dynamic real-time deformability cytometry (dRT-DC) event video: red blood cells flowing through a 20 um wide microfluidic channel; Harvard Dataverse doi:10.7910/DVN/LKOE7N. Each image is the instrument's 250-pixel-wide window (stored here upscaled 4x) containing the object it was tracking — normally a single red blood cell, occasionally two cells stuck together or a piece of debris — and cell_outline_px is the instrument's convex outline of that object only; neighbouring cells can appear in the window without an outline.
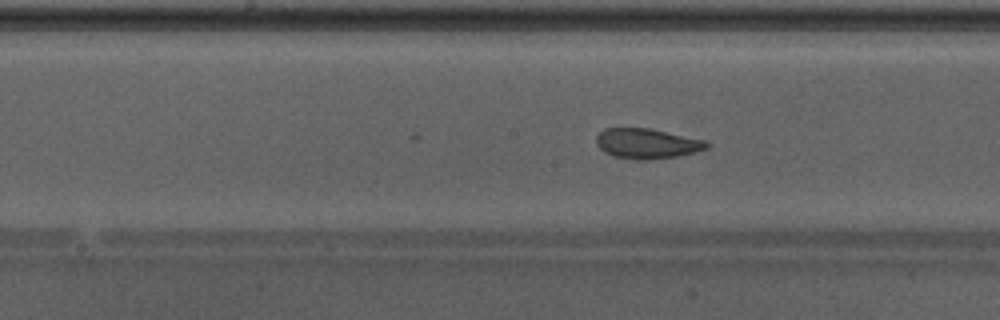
{"species": "Egyptian fruit bat (a non-hibernating species)", "species_latin": "Rousettus aegyptiacus", "temperature_condition": "warm", "stored_images_in_passage": 25, "camera_frame_rate_fps": 3000, "um_per_image_px": 0.085, "animal": {"sex": "male"}, "frame": {"image": 1, "passage_image": 25, "time_ms": 8.0, "image_size_px": [1000, 320], "cell_outline_px": [[712, 144], [708, 148], [696, 152], [676, 156], [612, 156], [604, 152], [596, 144], [596, 136], [604, 128], [652, 128], [704, 140]], "centroid_in_image_um": [55.01, 12.13], "position_along_channel_um": 193.2, "area_um2": 18.5}}